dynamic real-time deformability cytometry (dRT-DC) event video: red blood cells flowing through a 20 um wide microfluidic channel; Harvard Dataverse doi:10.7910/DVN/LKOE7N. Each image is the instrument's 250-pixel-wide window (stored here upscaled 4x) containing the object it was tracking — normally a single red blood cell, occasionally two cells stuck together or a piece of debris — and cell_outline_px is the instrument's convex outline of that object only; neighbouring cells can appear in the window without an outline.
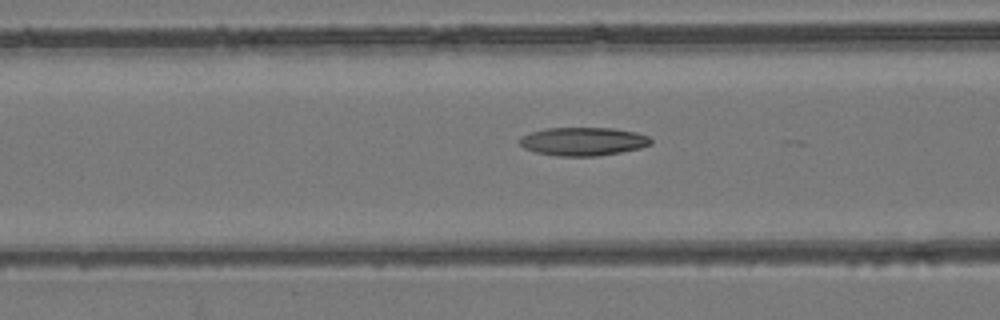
{"species": "common noctule bat (a hibernating species)", "species_latin": "Nyctalus noctula", "temperature_condition": "room temperature", "stored_images_in_passage": 45, "camera_frame_rate_fps": 3000, "um_per_image_px": 0.085, "animal": {"sex": "female", "body_mass_g": 24.6, "forearm_length_mm": 56.2}, "frame": {"image": 1, "passage_image": 22, "time_ms": 7.0, "image_size_px": [1000, 320], "cell_outline_px": [[652, 144], [640, 148], [600, 156], [556, 156], [536, 152], [524, 148], [516, 140], [520, 136], [532, 132], [548, 128], [612, 128], [636, 132], [648, 136], [652, 140]], "centroid_in_image_um": [49.55, 12.02], "position_along_channel_um": 117.0, "area_um2": 21.79}}
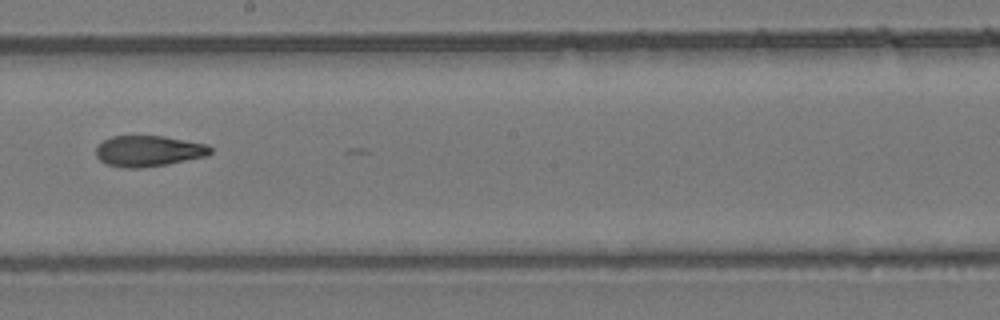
{"frame": {"image": 2, "passage_image": 31, "time_ms": 10.0, "image_size_px": [1000, 320], "cell_outline_px": [[212, 152], [208, 156], [164, 164], [140, 168], [124, 168], [108, 164], [100, 160], [96, 156], [96, 148], [104, 140], [112, 136], [164, 136], [208, 144], [212, 148]], "centroid_in_image_um": [12.65, 12.83], "position_along_channel_um": 235.6, "area_um2": 20.52}}
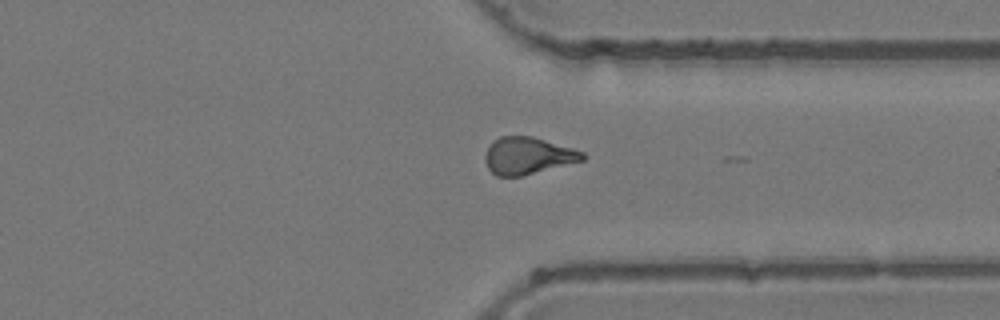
{"frame": {"image": 3, "passage_image": 41, "time_ms": 13.333, "image_size_px": [1000, 320], "cell_outline_px": [[588, 156], [584, 160], [520, 176], [496, 176], [488, 168], [484, 160], [484, 156], [492, 140], [500, 136], [532, 136], [572, 148], [584, 152]], "centroid_in_image_um": [44.85, 13.23], "position_along_channel_um": 366.5, "area_um2": 20.98}, "authors_computed_cell_mechanics": {"area_um2": 21.3282, "velocity_mm_per_s": 3.9498, "shape_relaxation_time_tau1_ms": 9.1279, "shape_relaxation_time_tau2_ms": 5.186, "deformation_change_tau1": 0.2734, "deformation_change_tau2": 0.1425}}